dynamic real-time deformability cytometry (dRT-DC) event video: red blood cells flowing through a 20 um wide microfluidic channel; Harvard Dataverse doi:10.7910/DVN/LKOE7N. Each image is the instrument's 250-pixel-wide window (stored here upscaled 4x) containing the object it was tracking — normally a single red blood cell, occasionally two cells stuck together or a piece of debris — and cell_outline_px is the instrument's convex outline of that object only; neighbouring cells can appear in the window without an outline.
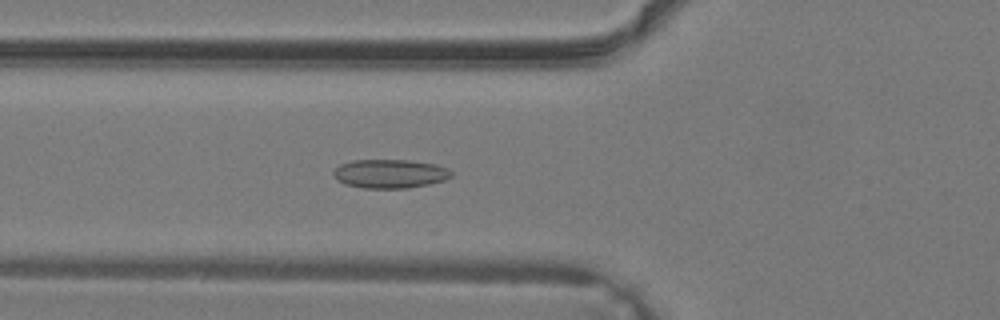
{"species": "common noctule bat (a hibernating species)", "species_latin": "Nyctalus noctula", "temperature_condition": "warm", "stored_images_in_passage": 9, "camera_frame_rate_fps": 3000, "um_per_image_px": 0.085, "animal": {"sex": "male", "body_mass_g": 19.2, "forearm_length_mm": 51.8}, "frame": {"image": 1, "passage_image": 4, "time_ms": 1.0, "image_size_px": [1000, 320], "cell_outline_px": [[452, 176], [444, 180], [428, 184], [408, 188], [364, 188], [344, 184], [336, 180], [332, 176], [332, 172], [340, 164], [352, 160], [408, 160], [436, 164], [448, 168], [452, 172]], "centroid_in_image_um": [33.12, 14.76], "position_along_channel_um": 92.7, "area_um2": 19.94}}
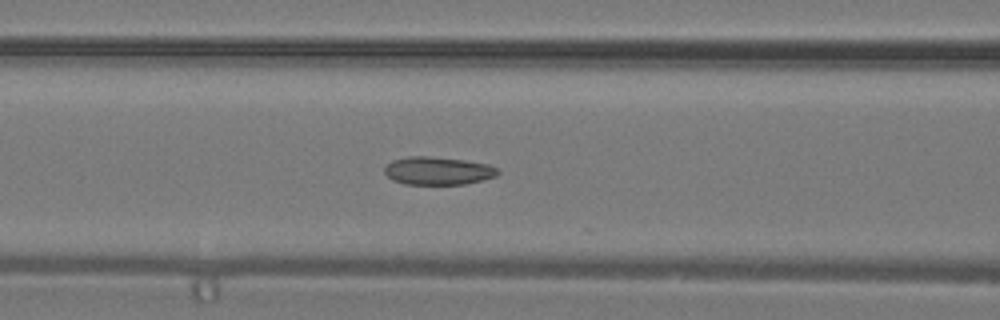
{"frame": {"image": 2, "passage_image": 6, "time_ms": 1.667, "image_size_px": [1000, 320], "cell_outline_px": [[500, 172], [496, 176], [484, 180], [464, 184], [404, 184], [392, 180], [384, 172], [384, 168], [392, 160], [408, 156], [428, 156], [464, 160], [488, 164], [496, 168]], "centroid_in_image_um": [37.22, 14.52], "position_along_channel_um": 129.4, "area_um2": 18.5}}
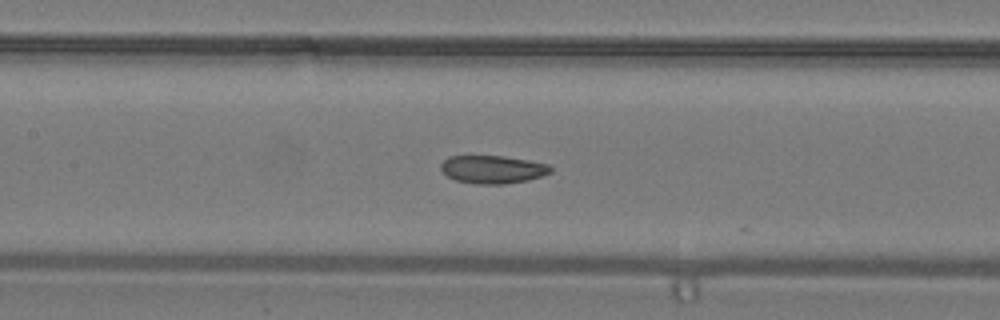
{"frame": {"image": 3, "passage_image": 8, "time_ms": 2.333, "image_size_px": [1000, 320], "cell_outline_px": [[552, 172], [528, 180], [504, 184], [476, 184], [456, 180], [448, 176], [440, 168], [440, 164], [448, 156], [504, 156], [528, 160], [548, 164], [552, 168]], "centroid_in_image_um": [41.88, 14.39], "position_along_channel_um": 165.5, "area_um2": 17.86}}